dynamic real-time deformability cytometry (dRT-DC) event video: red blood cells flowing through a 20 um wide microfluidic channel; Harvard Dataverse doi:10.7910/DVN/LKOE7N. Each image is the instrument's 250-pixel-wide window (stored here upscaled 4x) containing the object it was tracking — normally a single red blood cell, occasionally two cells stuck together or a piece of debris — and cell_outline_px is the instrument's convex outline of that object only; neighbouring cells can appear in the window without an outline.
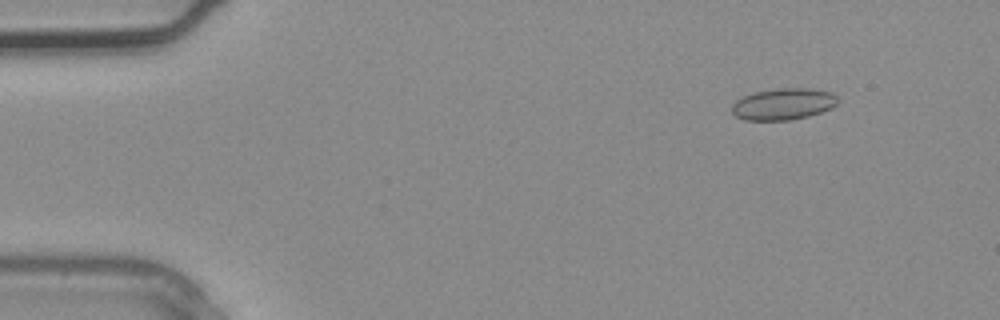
{"species": "common noctule bat (a hibernating species)", "species_latin": "Nyctalus noctula", "temperature_condition": "warm", "stored_images_in_passage": 3, "camera_frame_rate_fps": 3000, "um_per_image_px": 0.085, "animal": {"sex": "male", "body_mass_g": 20.4}, "frame": {"image": 1, "passage_image": 2, "time_ms": 0.333, "image_size_px": [1000, 320], "cell_outline_px": [[840, 100], [832, 108], [808, 116], [788, 120], [744, 120], [736, 116], [732, 112], [732, 104], [736, 100], [752, 92], [776, 88], [808, 88], [832, 92]], "centroid_in_image_um": [66.58, 8.83], "position_along_channel_um": 18.4, "area_um2": 19.59}}